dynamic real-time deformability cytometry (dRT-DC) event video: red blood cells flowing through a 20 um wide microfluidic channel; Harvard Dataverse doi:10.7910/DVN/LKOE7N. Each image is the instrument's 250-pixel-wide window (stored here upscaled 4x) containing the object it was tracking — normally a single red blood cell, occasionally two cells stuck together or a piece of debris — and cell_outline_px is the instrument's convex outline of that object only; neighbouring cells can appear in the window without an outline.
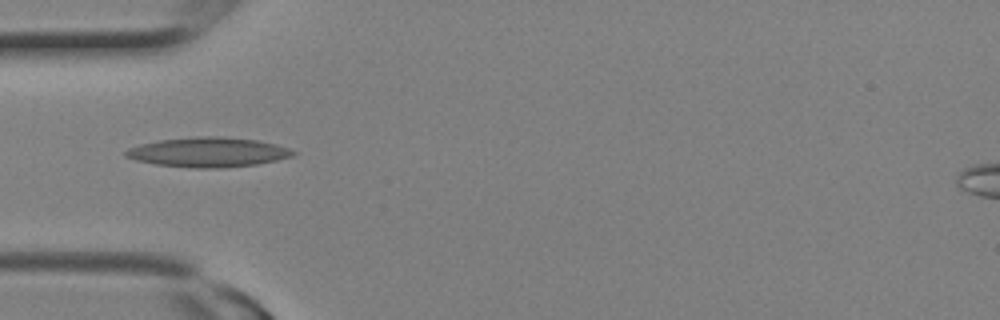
{"species": "Egyptian fruit bat (a non-hibernating species)", "species_latin": "Rousettus aegyptiacus", "temperature_condition": "room temperature", "stored_images_in_passage": 2, "camera_frame_rate_fps": 3000, "um_per_image_px": 0.085, "animal": {"sex": "female"}, "frame": {"image": 1, "passage_image": 1, "time_ms": 0.0, "image_size_px": [1000, 320], "cell_outline_px": [[296, 152], [292, 156], [276, 160], [256, 164], [224, 168], [196, 168], [156, 164], [136, 160], [124, 156], [124, 152], [128, 148], [140, 144], [160, 140], [200, 136], [220, 136], [256, 140], [276, 144], [288, 148]], "centroid_in_image_um": [17.68, 12.93], "position_along_channel_um": 67.3, "area_um2": 28.78}}